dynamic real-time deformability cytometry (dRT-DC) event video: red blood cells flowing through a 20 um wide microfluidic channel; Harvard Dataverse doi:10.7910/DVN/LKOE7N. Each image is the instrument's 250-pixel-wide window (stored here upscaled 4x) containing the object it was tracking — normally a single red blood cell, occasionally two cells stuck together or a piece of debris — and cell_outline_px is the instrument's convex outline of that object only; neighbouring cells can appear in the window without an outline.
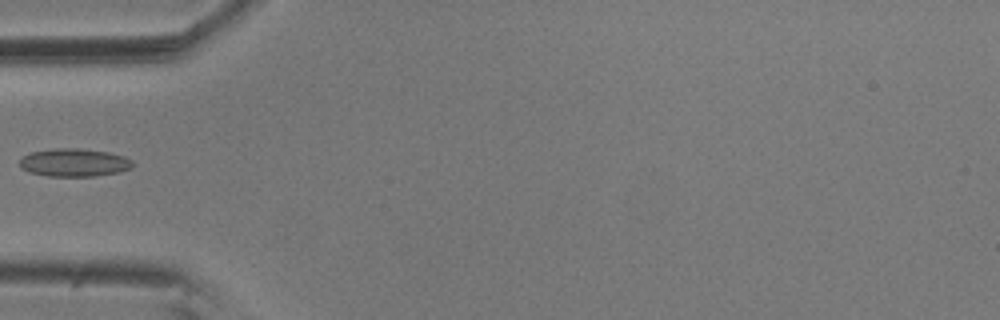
{"species": "common noctule bat (a hibernating species)", "species_latin": "Nyctalus noctula", "temperature_condition": "room temperature", "stored_images_in_passage": 5, "camera_frame_rate_fps": 3000, "um_per_image_px": 0.085, "animal": {"sex": "male", "body_mass_g": 20.5, "forearm_length_mm": 52.5}, "frame": {"image": 1, "passage_image": 5, "time_ms": 1.333, "image_size_px": [1000, 320], "cell_outline_px": [[132, 168], [120, 172], [92, 176], [48, 176], [28, 172], [20, 168], [20, 160], [24, 156], [32, 152], [60, 148], [76, 148], [108, 152], [124, 156], [132, 160]], "centroid_in_image_um": [6.31, 13.82], "position_along_channel_um": 78.7, "area_um2": 18.32}}